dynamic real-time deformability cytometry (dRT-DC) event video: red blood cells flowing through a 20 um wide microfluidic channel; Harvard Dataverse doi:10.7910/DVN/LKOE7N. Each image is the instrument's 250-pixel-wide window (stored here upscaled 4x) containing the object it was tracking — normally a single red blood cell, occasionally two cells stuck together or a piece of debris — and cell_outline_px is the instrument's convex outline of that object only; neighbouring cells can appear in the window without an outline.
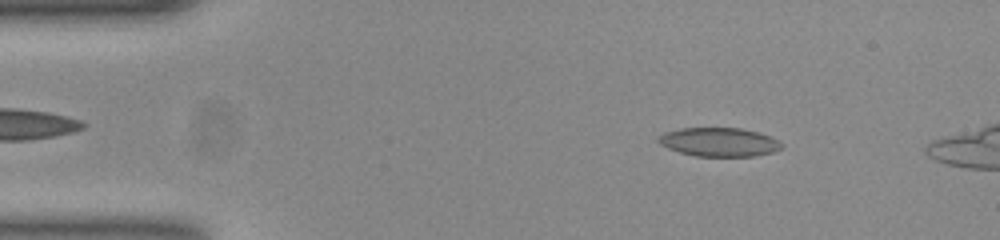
{"species": "common noctule bat (a hibernating species)", "species_latin": "Nyctalus noctula", "temperature_condition": "room temperature", "stored_images_in_passage": 49, "camera_frame_rate_fps": 3000, "um_per_image_px": 0.085, "animal": {"sex": "female", "body_mass_g": 23.0, "forearm_length_mm": 53.4}, "frame": {"image": 1, "passage_image": 7, "time_ms": 2.0, "image_size_px": [1000, 240], "cell_outline_px": [[784, 144], [780, 148], [772, 152], [752, 156], [696, 156], [680, 152], [668, 148], [660, 144], [656, 140], [656, 136], [664, 132], [680, 128], [740, 128], [756, 132], [768, 136]], "centroid_in_image_um": [61.05, 12.07], "position_along_channel_um": 24.0, "area_um2": 20.52}}
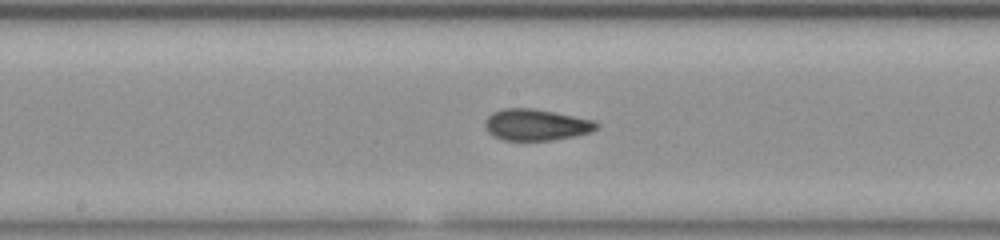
{"frame": {"image": 2, "passage_image": 26, "time_ms": 8.333, "image_size_px": [1000, 240], "cell_outline_px": [[600, 124], [596, 128], [588, 132], [572, 136], [548, 140], [504, 140], [492, 136], [488, 132], [484, 124], [484, 120], [492, 112], [504, 108], [532, 108], [556, 112], [592, 120]], "centroid_in_image_um": [45.5, 10.59], "position_along_channel_um": 202.7, "area_um2": 20.23}}
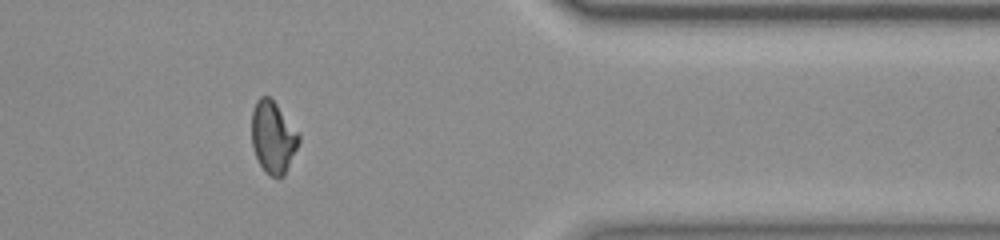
{"frame": {"image": 3, "passage_image": 42, "time_ms": 13.667, "image_size_px": [1000, 240], "cell_outline_px": [[300, 140], [284, 176], [272, 176], [264, 172], [256, 156], [252, 144], [252, 112], [256, 100], [260, 96], [268, 96], [276, 104], [300, 136]], "centroid_in_image_um": [23.19, 11.67], "position_along_channel_um": 388.2, "area_um2": 19.36}, "authors_computed_cell_mechanics": {"area_um2": 20.23, "velocity_mm_per_s": 3.8883, "shape_relaxation_time_tau1_ms": null, "shape_relaxation_time_tau2_ms": 1.5867, "deformation_change_tau1": null, "deformation_change_tau2": 0.0783}}